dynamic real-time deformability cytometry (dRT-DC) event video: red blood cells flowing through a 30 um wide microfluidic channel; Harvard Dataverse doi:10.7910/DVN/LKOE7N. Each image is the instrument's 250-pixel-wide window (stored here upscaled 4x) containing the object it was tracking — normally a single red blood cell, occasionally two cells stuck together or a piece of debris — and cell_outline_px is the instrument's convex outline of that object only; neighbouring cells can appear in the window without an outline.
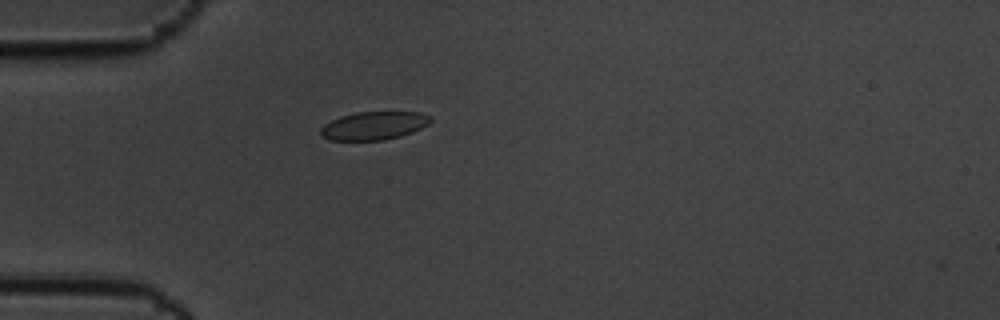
{"species": "common noctule bat (a hibernating species)", "species_latin": "Nyctalus noctula", "temperature_condition": "cold", "stored_images_in_passage": 2, "camera_frame_rate_fps": 3000, "um_per_image_px": 0.085, "animal": {"sex": "male", "body_mass_g": 19.5, "forearm_length_mm": 54.6}, "frame": {"image": 1, "passage_image": 1, "time_ms": 0.0, "image_size_px": [1000, 320], "cell_outline_px": [[432, 120], [428, 124], [412, 132], [400, 136], [384, 140], [328, 140], [320, 136], [320, 128], [324, 124], [340, 116], [356, 112], [420, 112], [432, 116]], "centroid_in_image_um": [31.76, 10.68], "position_along_channel_um": 53.2, "area_um2": 18.15}}